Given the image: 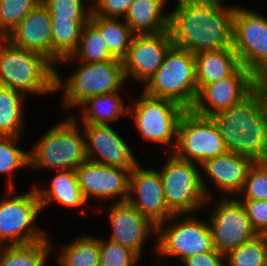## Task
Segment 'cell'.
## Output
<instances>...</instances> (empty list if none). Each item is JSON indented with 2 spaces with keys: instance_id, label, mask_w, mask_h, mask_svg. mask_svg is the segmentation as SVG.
<instances>
[{
  "instance_id": "32",
  "label": "cell",
  "mask_w": 267,
  "mask_h": 266,
  "mask_svg": "<svg viewBox=\"0 0 267 266\" xmlns=\"http://www.w3.org/2000/svg\"><path fill=\"white\" fill-rule=\"evenodd\" d=\"M18 136H0V174H8L9 193L15 191L13 174L17 169L29 167V152L17 147Z\"/></svg>"
},
{
  "instance_id": "9",
  "label": "cell",
  "mask_w": 267,
  "mask_h": 266,
  "mask_svg": "<svg viewBox=\"0 0 267 266\" xmlns=\"http://www.w3.org/2000/svg\"><path fill=\"white\" fill-rule=\"evenodd\" d=\"M228 152L219 129L211 117L187 109L180 117L176 147L172 153L181 160L202 164Z\"/></svg>"
},
{
  "instance_id": "2",
  "label": "cell",
  "mask_w": 267,
  "mask_h": 266,
  "mask_svg": "<svg viewBox=\"0 0 267 266\" xmlns=\"http://www.w3.org/2000/svg\"><path fill=\"white\" fill-rule=\"evenodd\" d=\"M211 118L228 152L246 156L254 162L267 161V111L255 88L228 110Z\"/></svg>"
},
{
  "instance_id": "1",
  "label": "cell",
  "mask_w": 267,
  "mask_h": 266,
  "mask_svg": "<svg viewBox=\"0 0 267 266\" xmlns=\"http://www.w3.org/2000/svg\"><path fill=\"white\" fill-rule=\"evenodd\" d=\"M169 12V32L174 46L191 53L232 46L234 7L223 0H177Z\"/></svg>"
},
{
  "instance_id": "34",
  "label": "cell",
  "mask_w": 267,
  "mask_h": 266,
  "mask_svg": "<svg viewBox=\"0 0 267 266\" xmlns=\"http://www.w3.org/2000/svg\"><path fill=\"white\" fill-rule=\"evenodd\" d=\"M41 0H0V38H6Z\"/></svg>"
},
{
  "instance_id": "27",
  "label": "cell",
  "mask_w": 267,
  "mask_h": 266,
  "mask_svg": "<svg viewBox=\"0 0 267 266\" xmlns=\"http://www.w3.org/2000/svg\"><path fill=\"white\" fill-rule=\"evenodd\" d=\"M49 238L26 245L2 246L0 266H44L49 255L57 252Z\"/></svg>"
},
{
  "instance_id": "18",
  "label": "cell",
  "mask_w": 267,
  "mask_h": 266,
  "mask_svg": "<svg viewBox=\"0 0 267 266\" xmlns=\"http://www.w3.org/2000/svg\"><path fill=\"white\" fill-rule=\"evenodd\" d=\"M132 169L110 167L86 160L75 169L79 187L85 198H116L115 202L127 201L129 177ZM119 195V196H118Z\"/></svg>"
},
{
  "instance_id": "36",
  "label": "cell",
  "mask_w": 267,
  "mask_h": 266,
  "mask_svg": "<svg viewBox=\"0 0 267 266\" xmlns=\"http://www.w3.org/2000/svg\"><path fill=\"white\" fill-rule=\"evenodd\" d=\"M240 195H244L242 199L267 200V161L252 164Z\"/></svg>"
},
{
  "instance_id": "25",
  "label": "cell",
  "mask_w": 267,
  "mask_h": 266,
  "mask_svg": "<svg viewBox=\"0 0 267 266\" xmlns=\"http://www.w3.org/2000/svg\"><path fill=\"white\" fill-rule=\"evenodd\" d=\"M118 92L94 96L82 103L80 123L109 125L110 121H118L123 113L128 115L129 107H125Z\"/></svg>"
},
{
  "instance_id": "22",
  "label": "cell",
  "mask_w": 267,
  "mask_h": 266,
  "mask_svg": "<svg viewBox=\"0 0 267 266\" xmlns=\"http://www.w3.org/2000/svg\"><path fill=\"white\" fill-rule=\"evenodd\" d=\"M194 55L198 92L206 84L232 75L241 66L233 47L202 51Z\"/></svg>"
},
{
  "instance_id": "20",
  "label": "cell",
  "mask_w": 267,
  "mask_h": 266,
  "mask_svg": "<svg viewBox=\"0 0 267 266\" xmlns=\"http://www.w3.org/2000/svg\"><path fill=\"white\" fill-rule=\"evenodd\" d=\"M6 39L17 47L40 53L52 62V25L48 8L40 2Z\"/></svg>"
},
{
  "instance_id": "38",
  "label": "cell",
  "mask_w": 267,
  "mask_h": 266,
  "mask_svg": "<svg viewBox=\"0 0 267 266\" xmlns=\"http://www.w3.org/2000/svg\"><path fill=\"white\" fill-rule=\"evenodd\" d=\"M247 216L258 235H267V200L242 199Z\"/></svg>"
},
{
  "instance_id": "14",
  "label": "cell",
  "mask_w": 267,
  "mask_h": 266,
  "mask_svg": "<svg viewBox=\"0 0 267 266\" xmlns=\"http://www.w3.org/2000/svg\"><path fill=\"white\" fill-rule=\"evenodd\" d=\"M172 46L169 30L157 34H135L128 54L122 60L126 80L133 77L145 84L160 68Z\"/></svg>"
},
{
  "instance_id": "11",
  "label": "cell",
  "mask_w": 267,
  "mask_h": 266,
  "mask_svg": "<svg viewBox=\"0 0 267 266\" xmlns=\"http://www.w3.org/2000/svg\"><path fill=\"white\" fill-rule=\"evenodd\" d=\"M41 202L31 188L26 193L0 200V245H26L48 238V234L34 227ZM33 225V226H32Z\"/></svg>"
},
{
  "instance_id": "21",
  "label": "cell",
  "mask_w": 267,
  "mask_h": 266,
  "mask_svg": "<svg viewBox=\"0 0 267 266\" xmlns=\"http://www.w3.org/2000/svg\"><path fill=\"white\" fill-rule=\"evenodd\" d=\"M254 161L233 152L207 159L201 164L204 173L226 197H236L242 190L249 168ZM236 194V195H235Z\"/></svg>"
},
{
  "instance_id": "23",
  "label": "cell",
  "mask_w": 267,
  "mask_h": 266,
  "mask_svg": "<svg viewBox=\"0 0 267 266\" xmlns=\"http://www.w3.org/2000/svg\"><path fill=\"white\" fill-rule=\"evenodd\" d=\"M166 3V0H134L123 20L135 34L168 31L170 14L163 11Z\"/></svg>"
},
{
  "instance_id": "28",
  "label": "cell",
  "mask_w": 267,
  "mask_h": 266,
  "mask_svg": "<svg viewBox=\"0 0 267 266\" xmlns=\"http://www.w3.org/2000/svg\"><path fill=\"white\" fill-rule=\"evenodd\" d=\"M77 58L78 62L94 63L102 61H122L116 59L108 50L99 30L89 21L81 30V36L77 49L71 56L61 59L59 62H72Z\"/></svg>"
},
{
  "instance_id": "24",
  "label": "cell",
  "mask_w": 267,
  "mask_h": 266,
  "mask_svg": "<svg viewBox=\"0 0 267 266\" xmlns=\"http://www.w3.org/2000/svg\"><path fill=\"white\" fill-rule=\"evenodd\" d=\"M49 184V187L46 188L34 187L41 202L42 210L53 201L72 208L86 205L87 201L79 187L75 170L57 171Z\"/></svg>"
},
{
  "instance_id": "37",
  "label": "cell",
  "mask_w": 267,
  "mask_h": 266,
  "mask_svg": "<svg viewBox=\"0 0 267 266\" xmlns=\"http://www.w3.org/2000/svg\"><path fill=\"white\" fill-rule=\"evenodd\" d=\"M100 265L99 266H134L140 257L131 249L112 240L99 238Z\"/></svg>"
},
{
  "instance_id": "43",
  "label": "cell",
  "mask_w": 267,
  "mask_h": 266,
  "mask_svg": "<svg viewBox=\"0 0 267 266\" xmlns=\"http://www.w3.org/2000/svg\"><path fill=\"white\" fill-rule=\"evenodd\" d=\"M263 266H267V259H266L265 263L263 264Z\"/></svg>"
},
{
  "instance_id": "42",
  "label": "cell",
  "mask_w": 267,
  "mask_h": 266,
  "mask_svg": "<svg viewBox=\"0 0 267 266\" xmlns=\"http://www.w3.org/2000/svg\"><path fill=\"white\" fill-rule=\"evenodd\" d=\"M1 254H2V245H0V258H1Z\"/></svg>"
},
{
  "instance_id": "8",
  "label": "cell",
  "mask_w": 267,
  "mask_h": 266,
  "mask_svg": "<svg viewBox=\"0 0 267 266\" xmlns=\"http://www.w3.org/2000/svg\"><path fill=\"white\" fill-rule=\"evenodd\" d=\"M184 217L183 214H173L167 222H162L157 226L158 237L154 249L158 255H172L171 257L175 256L182 262L189 256L215 250L209 223L201 221L193 214L192 216L184 214ZM176 218L180 220L176 222ZM171 220L175 222L171 223Z\"/></svg>"
},
{
  "instance_id": "29",
  "label": "cell",
  "mask_w": 267,
  "mask_h": 266,
  "mask_svg": "<svg viewBox=\"0 0 267 266\" xmlns=\"http://www.w3.org/2000/svg\"><path fill=\"white\" fill-rule=\"evenodd\" d=\"M24 100L20 92L0 85V136H21Z\"/></svg>"
},
{
  "instance_id": "40",
  "label": "cell",
  "mask_w": 267,
  "mask_h": 266,
  "mask_svg": "<svg viewBox=\"0 0 267 266\" xmlns=\"http://www.w3.org/2000/svg\"><path fill=\"white\" fill-rule=\"evenodd\" d=\"M226 255L214 251L192 255L184 259L182 264L186 266H226Z\"/></svg>"
},
{
  "instance_id": "31",
  "label": "cell",
  "mask_w": 267,
  "mask_h": 266,
  "mask_svg": "<svg viewBox=\"0 0 267 266\" xmlns=\"http://www.w3.org/2000/svg\"><path fill=\"white\" fill-rule=\"evenodd\" d=\"M58 254L60 266H99V238L89 235L76 237Z\"/></svg>"
},
{
  "instance_id": "26",
  "label": "cell",
  "mask_w": 267,
  "mask_h": 266,
  "mask_svg": "<svg viewBox=\"0 0 267 266\" xmlns=\"http://www.w3.org/2000/svg\"><path fill=\"white\" fill-rule=\"evenodd\" d=\"M121 20L100 17L93 12L90 16V22L99 30L109 52L119 60L127 56L131 40L135 35L130 26Z\"/></svg>"
},
{
  "instance_id": "6",
  "label": "cell",
  "mask_w": 267,
  "mask_h": 266,
  "mask_svg": "<svg viewBox=\"0 0 267 266\" xmlns=\"http://www.w3.org/2000/svg\"><path fill=\"white\" fill-rule=\"evenodd\" d=\"M178 159L172 152L159 170L164 199L173 214H193L212 200L199 164ZM197 210V211H196ZM194 211V212H193Z\"/></svg>"
},
{
  "instance_id": "33",
  "label": "cell",
  "mask_w": 267,
  "mask_h": 266,
  "mask_svg": "<svg viewBox=\"0 0 267 266\" xmlns=\"http://www.w3.org/2000/svg\"><path fill=\"white\" fill-rule=\"evenodd\" d=\"M267 259V235H258L226 255L227 266H263Z\"/></svg>"
},
{
  "instance_id": "19",
  "label": "cell",
  "mask_w": 267,
  "mask_h": 266,
  "mask_svg": "<svg viewBox=\"0 0 267 266\" xmlns=\"http://www.w3.org/2000/svg\"><path fill=\"white\" fill-rule=\"evenodd\" d=\"M109 218L112 228L109 239L131 249L141 257L146 238H149L151 233H157V226L128 201L113 202Z\"/></svg>"
},
{
  "instance_id": "16",
  "label": "cell",
  "mask_w": 267,
  "mask_h": 266,
  "mask_svg": "<svg viewBox=\"0 0 267 266\" xmlns=\"http://www.w3.org/2000/svg\"><path fill=\"white\" fill-rule=\"evenodd\" d=\"M82 125L87 160L124 169H133L139 163L128 144L110 125Z\"/></svg>"
},
{
  "instance_id": "5",
  "label": "cell",
  "mask_w": 267,
  "mask_h": 266,
  "mask_svg": "<svg viewBox=\"0 0 267 266\" xmlns=\"http://www.w3.org/2000/svg\"><path fill=\"white\" fill-rule=\"evenodd\" d=\"M77 124L75 117H69L45 132L29 152V168L75 170L85 162V137Z\"/></svg>"
},
{
  "instance_id": "30",
  "label": "cell",
  "mask_w": 267,
  "mask_h": 266,
  "mask_svg": "<svg viewBox=\"0 0 267 266\" xmlns=\"http://www.w3.org/2000/svg\"><path fill=\"white\" fill-rule=\"evenodd\" d=\"M89 21L51 19L52 25V63L55 65L69 57L77 49L82 27Z\"/></svg>"
},
{
  "instance_id": "4",
  "label": "cell",
  "mask_w": 267,
  "mask_h": 266,
  "mask_svg": "<svg viewBox=\"0 0 267 266\" xmlns=\"http://www.w3.org/2000/svg\"><path fill=\"white\" fill-rule=\"evenodd\" d=\"M144 85L145 94L170 99L191 109L198 94L194 53L173 45L160 68Z\"/></svg>"
},
{
  "instance_id": "15",
  "label": "cell",
  "mask_w": 267,
  "mask_h": 266,
  "mask_svg": "<svg viewBox=\"0 0 267 266\" xmlns=\"http://www.w3.org/2000/svg\"><path fill=\"white\" fill-rule=\"evenodd\" d=\"M254 88V75L240 66L232 75L206 84L197 94L191 110L203 117H212L243 99Z\"/></svg>"
},
{
  "instance_id": "12",
  "label": "cell",
  "mask_w": 267,
  "mask_h": 266,
  "mask_svg": "<svg viewBox=\"0 0 267 266\" xmlns=\"http://www.w3.org/2000/svg\"><path fill=\"white\" fill-rule=\"evenodd\" d=\"M232 46L241 66L253 75L267 67V18L253 10L235 6Z\"/></svg>"
},
{
  "instance_id": "10",
  "label": "cell",
  "mask_w": 267,
  "mask_h": 266,
  "mask_svg": "<svg viewBox=\"0 0 267 266\" xmlns=\"http://www.w3.org/2000/svg\"><path fill=\"white\" fill-rule=\"evenodd\" d=\"M129 106L135 126L145 140L172 146L177 141V128L180 117L187 110L181 104L165 98H156L145 94ZM174 141V142H173Z\"/></svg>"
},
{
  "instance_id": "7",
  "label": "cell",
  "mask_w": 267,
  "mask_h": 266,
  "mask_svg": "<svg viewBox=\"0 0 267 266\" xmlns=\"http://www.w3.org/2000/svg\"><path fill=\"white\" fill-rule=\"evenodd\" d=\"M80 63L81 67L64 82L56 70V92L64 89L63 109L76 108L91 97L116 92L127 82L122 61Z\"/></svg>"
},
{
  "instance_id": "39",
  "label": "cell",
  "mask_w": 267,
  "mask_h": 266,
  "mask_svg": "<svg viewBox=\"0 0 267 266\" xmlns=\"http://www.w3.org/2000/svg\"><path fill=\"white\" fill-rule=\"evenodd\" d=\"M134 0H92V12L104 18L123 19Z\"/></svg>"
},
{
  "instance_id": "17",
  "label": "cell",
  "mask_w": 267,
  "mask_h": 266,
  "mask_svg": "<svg viewBox=\"0 0 267 266\" xmlns=\"http://www.w3.org/2000/svg\"><path fill=\"white\" fill-rule=\"evenodd\" d=\"M127 201L156 226L173 215L164 199L159 171L144 169L140 163L130 172Z\"/></svg>"
},
{
  "instance_id": "35",
  "label": "cell",
  "mask_w": 267,
  "mask_h": 266,
  "mask_svg": "<svg viewBox=\"0 0 267 266\" xmlns=\"http://www.w3.org/2000/svg\"><path fill=\"white\" fill-rule=\"evenodd\" d=\"M84 0H41L48 8L50 19H69L71 21H90L92 5L87 9ZM91 1V0H87Z\"/></svg>"
},
{
  "instance_id": "3",
  "label": "cell",
  "mask_w": 267,
  "mask_h": 266,
  "mask_svg": "<svg viewBox=\"0 0 267 266\" xmlns=\"http://www.w3.org/2000/svg\"><path fill=\"white\" fill-rule=\"evenodd\" d=\"M55 65L40 53L22 49L0 38V85L26 94L54 93Z\"/></svg>"
},
{
  "instance_id": "41",
  "label": "cell",
  "mask_w": 267,
  "mask_h": 266,
  "mask_svg": "<svg viewBox=\"0 0 267 266\" xmlns=\"http://www.w3.org/2000/svg\"><path fill=\"white\" fill-rule=\"evenodd\" d=\"M254 88L267 111V67L262 68L254 75Z\"/></svg>"
},
{
  "instance_id": "13",
  "label": "cell",
  "mask_w": 267,
  "mask_h": 266,
  "mask_svg": "<svg viewBox=\"0 0 267 266\" xmlns=\"http://www.w3.org/2000/svg\"><path fill=\"white\" fill-rule=\"evenodd\" d=\"M223 196L214 206L208 222L214 249L227 255L242 243L253 240L258 234L239 198Z\"/></svg>"
}]
</instances>
